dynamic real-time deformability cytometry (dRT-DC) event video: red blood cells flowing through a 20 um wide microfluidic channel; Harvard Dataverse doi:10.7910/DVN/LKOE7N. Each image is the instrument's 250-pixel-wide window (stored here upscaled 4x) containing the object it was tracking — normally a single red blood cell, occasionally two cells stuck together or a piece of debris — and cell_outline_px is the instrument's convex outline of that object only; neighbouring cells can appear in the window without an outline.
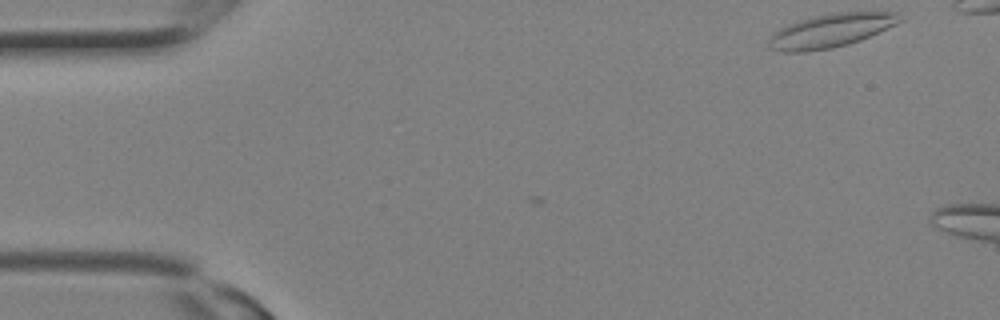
{"species": "Egyptian fruit bat (a non-hibernating species)", "species_latin": "Rousettus aegyptiacus", "temperature_condition": "room temperature", "stored_images_in_passage": 3, "camera_frame_rate_fps": 3000, "um_per_image_px": 0.085, "animal": {"sex": "female"}, "frame": {"image": 1, "passage_image": 3, "time_ms": 0.667, "image_size_px": [1000, 320], "cell_outline_px": [[904, 20], [896, 24], [860, 40], [848, 44], [832, 48], [804, 52], [784, 52], [768, 48], [764, 40], [772, 32], [788, 24], [812, 16], [836, 12], [900, 12]], "centroid_in_image_um": [70.55, 2.61], "position_along_channel_um": 14.5, "area_um2": 26.01}}